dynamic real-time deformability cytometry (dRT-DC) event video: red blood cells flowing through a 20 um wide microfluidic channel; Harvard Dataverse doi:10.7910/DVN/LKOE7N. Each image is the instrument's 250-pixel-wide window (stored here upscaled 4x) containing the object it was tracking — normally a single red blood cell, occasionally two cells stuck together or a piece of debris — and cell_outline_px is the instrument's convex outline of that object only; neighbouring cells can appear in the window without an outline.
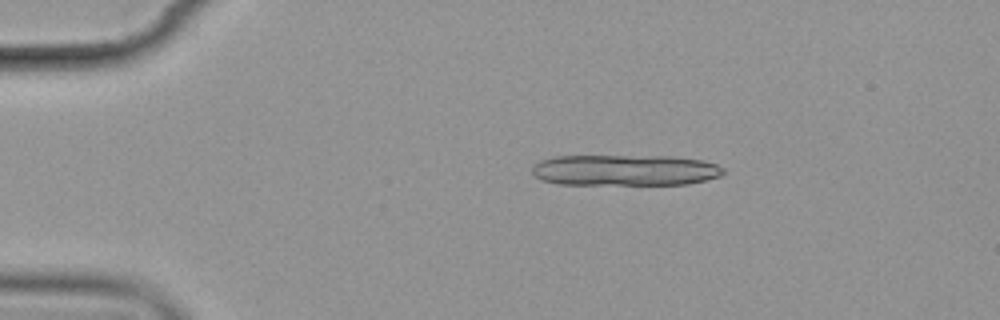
{"species": "common noctule bat (a hibernating species)", "species_latin": "Nyctalus noctula", "temperature_condition": "cold", "stored_images_in_passage": 6, "camera_frame_rate_fps": 3000, "um_per_image_px": 0.085, "animal": {"sex": "female", "body_mass_g": 19.9}, "frame": {"image": 1, "passage_image": 3, "time_ms": 2.333, "image_size_px": [1000, 320], "cell_outline_px": [[724, 172], [720, 176], [688, 184], [556, 184], [540, 180], [532, 176], [532, 164], [540, 160], [552, 156], [672, 156], [704, 160], [716, 164], [724, 168]], "centroid_in_image_um": [53.06, 14.46], "position_along_channel_um": 31.9, "area_um2": 34.97}}